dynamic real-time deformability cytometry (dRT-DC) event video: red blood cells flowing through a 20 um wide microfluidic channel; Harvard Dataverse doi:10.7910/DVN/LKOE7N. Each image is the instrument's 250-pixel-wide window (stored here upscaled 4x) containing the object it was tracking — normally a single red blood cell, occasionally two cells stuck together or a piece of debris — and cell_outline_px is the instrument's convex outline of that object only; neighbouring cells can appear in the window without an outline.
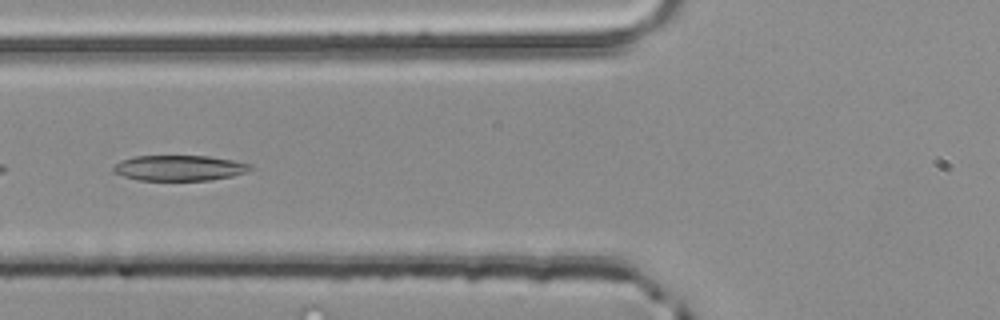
{"species": "common noctule bat (a hibernating species)", "species_latin": "Nyctalus noctula", "temperature_condition": "room temperature", "stored_images_in_passage": 4, "camera_frame_rate_fps": 3000, "um_per_image_px": 0.085, "animal": {"sex": "male", "body_mass_g": 20.4}, "frame": {"image": 1, "passage_image": 4, "time_ms": 1.0, "image_size_px": [1000, 320], "cell_outline_px": [[252, 168], [244, 172], [232, 176], [212, 180], [140, 180], [124, 176], [112, 172], [112, 164], [120, 160], [132, 156], [208, 156], [232, 160], [252, 164]], "centroid_in_image_um": [15.18, 14.27], "position_along_channel_um": 110.6, "area_um2": 20.4}}